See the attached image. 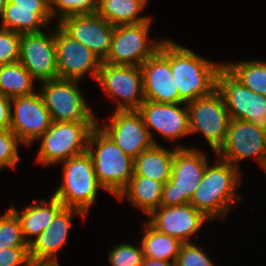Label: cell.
Listing matches in <instances>:
<instances>
[{
    "mask_svg": "<svg viewBox=\"0 0 266 266\" xmlns=\"http://www.w3.org/2000/svg\"><path fill=\"white\" fill-rule=\"evenodd\" d=\"M11 247H29V245L23 238L18 217L8 208L3 215H0V250Z\"/></svg>",
    "mask_w": 266,
    "mask_h": 266,
    "instance_id": "30",
    "label": "cell"
},
{
    "mask_svg": "<svg viewBox=\"0 0 266 266\" xmlns=\"http://www.w3.org/2000/svg\"><path fill=\"white\" fill-rule=\"evenodd\" d=\"M193 242L183 243L175 260L176 266H215L212 259Z\"/></svg>",
    "mask_w": 266,
    "mask_h": 266,
    "instance_id": "35",
    "label": "cell"
},
{
    "mask_svg": "<svg viewBox=\"0 0 266 266\" xmlns=\"http://www.w3.org/2000/svg\"><path fill=\"white\" fill-rule=\"evenodd\" d=\"M73 212L78 216L86 214L77 208L63 207L52 220L50 225L29 244L31 262H56V255L67 243Z\"/></svg>",
    "mask_w": 266,
    "mask_h": 266,
    "instance_id": "21",
    "label": "cell"
},
{
    "mask_svg": "<svg viewBox=\"0 0 266 266\" xmlns=\"http://www.w3.org/2000/svg\"><path fill=\"white\" fill-rule=\"evenodd\" d=\"M215 156L237 168L238 161L255 157L262 167L266 162V131L249 121L231 119L225 141Z\"/></svg>",
    "mask_w": 266,
    "mask_h": 266,
    "instance_id": "12",
    "label": "cell"
},
{
    "mask_svg": "<svg viewBox=\"0 0 266 266\" xmlns=\"http://www.w3.org/2000/svg\"><path fill=\"white\" fill-rule=\"evenodd\" d=\"M12 9H35L48 24L52 20L50 13V0H9Z\"/></svg>",
    "mask_w": 266,
    "mask_h": 266,
    "instance_id": "37",
    "label": "cell"
},
{
    "mask_svg": "<svg viewBox=\"0 0 266 266\" xmlns=\"http://www.w3.org/2000/svg\"><path fill=\"white\" fill-rule=\"evenodd\" d=\"M68 35L104 61L111 49L115 26L100 15H72L57 23Z\"/></svg>",
    "mask_w": 266,
    "mask_h": 266,
    "instance_id": "17",
    "label": "cell"
},
{
    "mask_svg": "<svg viewBox=\"0 0 266 266\" xmlns=\"http://www.w3.org/2000/svg\"><path fill=\"white\" fill-rule=\"evenodd\" d=\"M147 0H98L97 14L113 24H139L151 18L140 16Z\"/></svg>",
    "mask_w": 266,
    "mask_h": 266,
    "instance_id": "25",
    "label": "cell"
},
{
    "mask_svg": "<svg viewBox=\"0 0 266 266\" xmlns=\"http://www.w3.org/2000/svg\"><path fill=\"white\" fill-rule=\"evenodd\" d=\"M216 90L231 119L249 121L266 131V97L245 87L224 64L217 71Z\"/></svg>",
    "mask_w": 266,
    "mask_h": 266,
    "instance_id": "7",
    "label": "cell"
},
{
    "mask_svg": "<svg viewBox=\"0 0 266 266\" xmlns=\"http://www.w3.org/2000/svg\"><path fill=\"white\" fill-rule=\"evenodd\" d=\"M0 23V28L19 34L41 32V28L49 25L35 12V9H12V3L9 0L1 15Z\"/></svg>",
    "mask_w": 266,
    "mask_h": 266,
    "instance_id": "28",
    "label": "cell"
},
{
    "mask_svg": "<svg viewBox=\"0 0 266 266\" xmlns=\"http://www.w3.org/2000/svg\"><path fill=\"white\" fill-rule=\"evenodd\" d=\"M224 65L245 87L266 97V61H237Z\"/></svg>",
    "mask_w": 266,
    "mask_h": 266,
    "instance_id": "29",
    "label": "cell"
},
{
    "mask_svg": "<svg viewBox=\"0 0 266 266\" xmlns=\"http://www.w3.org/2000/svg\"><path fill=\"white\" fill-rule=\"evenodd\" d=\"M144 228L146 232L140 243L144 257L175 262L183 243L177 238L158 232L148 223Z\"/></svg>",
    "mask_w": 266,
    "mask_h": 266,
    "instance_id": "26",
    "label": "cell"
},
{
    "mask_svg": "<svg viewBox=\"0 0 266 266\" xmlns=\"http://www.w3.org/2000/svg\"><path fill=\"white\" fill-rule=\"evenodd\" d=\"M29 247H11L0 250V266H30Z\"/></svg>",
    "mask_w": 266,
    "mask_h": 266,
    "instance_id": "36",
    "label": "cell"
},
{
    "mask_svg": "<svg viewBox=\"0 0 266 266\" xmlns=\"http://www.w3.org/2000/svg\"><path fill=\"white\" fill-rule=\"evenodd\" d=\"M97 122H54L41 140L37 162L54 165L87 152L88 139Z\"/></svg>",
    "mask_w": 266,
    "mask_h": 266,
    "instance_id": "6",
    "label": "cell"
},
{
    "mask_svg": "<svg viewBox=\"0 0 266 266\" xmlns=\"http://www.w3.org/2000/svg\"><path fill=\"white\" fill-rule=\"evenodd\" d=\"M181 104L183 108H181ZM143 118L145 126L155 145H158L152 136V130L169 140H178L190 135L189 111L186 103H156L145 100L137 110Z\"/></svg>",
    "mask_w": 266,
    "mask_h": 266,
    "instance_id": "18",
    "label": "cell"
},
{
    "mask_svg": "<svg viewBox=\"0 0 266 266\" xmlns=\"http://www.w3.org/2000/svg\"><path fill=\"white\" fill-rule=\"evenodd\" d=\"M164 183L143 176H132L117 198L125 197L147 216L160 207Z\"/></svg>",
    "mask_w": 266,
    "mask_h": 266,
    "instance_id": "24",
    "label": "cell"
},
{
    "mask_svg": "<svg viewBox=\"0 0 266 266\" xmlns=\"http://www.w3.org/2000/svg\"><path fill=\"white\" fill-rule=\"evenodd\" d=\"M30 266H60L58 262H31Z\"/></svg>",
    "mask_w": 266,
    "mask_h": 266,
    "instance_id": "40",
    "label": "cell"
},
{
    "mask_svg": "<svg viewBox=\"0 0 266 266\" xmlns=\"http://www.w3.org/2000/svg\"><path fill=\"white\" fill-rule=\"evenodd\" d=\"M151 19L139 24L117 25L110 53L103 61L108 64L141 66L158 50L163 40L149 42Z\"/></svg>",
    "mask_w": 266,
    "mask_h": 266,
    "instance_id": "10",
    "label": "cell"
},
{
    "mask_svg": "<svg viewBox=\"0 0 266 266\" xmlns=\"http://www.w3.org/2000/svg\"><path fill=\"white\" fill-rule=\"evenodd\" d=\"M141 266H176L175 262L144 258Z\"/></svg>",
    "mask_w": 266,
    "mask_h": 266,
    "instance_id": "39",
    "label": "cell"
},
{
    "mask_svg": "<svg viewBox=\"0 0 266 266\" xmlns=\"http://www.w3.org/2000/svg\"><path fill=\"white\" fill-rule=\"evenodd\" d=\"M262 168L264 169V172L266 173V162H265V164L262 166Z\"/></svg>",
    "mask_w": 266,
    "mask_h": 266,
    "instance_id": "42",
    "label": "cell"
},
{
    "mask_svg": "<svg viewBox=\"0 0 266 266\" xmlns=\"http://www.w3.org/2000/svg\"><path fill=\"white\" fill-rule=\"evenodd\" d=\"M240 169L218 158L212 166L207 163L203 179L194 191L190 204L208 219L225 218L234 206V200H241L236 193L241 184Z\"/></svg>",
    "mask_w": 266,
    "mask_h": 266,
    "instance_id": "2",
    "label": "cell"
},
{
    "mask_svg": "<svg viewBox=\"0 0 266 266\" xmlns=\"http://www.w3.org/2000/svg\"><path fill=\"white\" fill-rule=\"evenodd\" d=\"M87 152L99 184L114 196L127 186L134 173V159L125 154L98 126L90 133Z\"/></svg>",
    "mask_w": 266,
    "mask_h": 266,
    "instance_id": "3",
    "label": "cell"
},
{
    "mask_svg": "<svg viewBox=\"0 0 266 266\" xmlns=\"http://www.w3.org/2000/svg\"><path fill=\"white\" fill-rule=\"evenodd\" d=\"M109 123L97 126L128 156L135 159L155 143L137 110L114 111Z\"/></svg>",
    "mask_w": 266,
    "mask_h": 266,
    "instance_id": "16",
    "label": "cell"
},
{
    "mask_svg": "<svg viewBox=\"0 0 266 266\" xmlns=\"http://www.w3.org/2000/svg\"><path fill=\"white\" fill-rule=\"evenodd\" d=\"M47 202V204H46ZM64 207L63 203L52 195L49 201L40 199L30 203L21 211L16 209L15 206L10 209L18 217L24 240L29 245L32 242L31 236L38 237L55 218V215Z\"/></svg>",
    "mask_w": 266,
    "mask_h": 266,
    "instance_id": "22",
    "label": "cell"
},
{
    "mask_svg": "<svg viewBox=\"0 0 266 266\" xmlns=\"http://www.w3.org/2000/svg\"><path fill=\"white\" fill-rule=\"evenodd\" d=\"M97 8L98 0H50L51 16L58 15V22L72 15L96 14Z\"/></svg>",
    "mask_w": 266,
    "mask_h": 266,
    "instance_id": "31",
    "label": "cell"
},
{
    "mask_svg": "<svg viewBox=\"0 0 266 266\" xmlns=\"http://www.w3.org/2000/svg\"><path fill=\"white\" fill-rule=\"evenodd\" d=\"M159 51L170 61L172 76L179 90V103L208 96L216 90L217 71L222 64L202 58L169 39L163 40Z\"/></svg>",
    "mask_w": 266,
    "mask_h": 266,
    "instance_id": "1",
    "label": "cell"
},
{
    "mask_svg": "<svg viewBox=\"0 0 266 266\" xmlns=\"http://www.w3.org/2000/svg\"><path fill=\"white\" fill-rule=\"evenodd\" d=\"M11 99L0 93V130L10 129Z\"/></svg>",
    "mask_w": 266,
    "mask_h": 266,
    "instance_id": "38",
    "label": "cell"
},
{
    "mask_svg": "<svg viewBox=\"0 0 266 266\" xmlns=\"http://www.w3.org/2000/svg\"><path fill=\"white\" fill-rule=\"evenodd\" d=\"M200 151L190 146H175L171 176L163 186L160 206L171 207L190 203L209 162Z\"/></svg>",
    "mask_w": 266,
    "mask_h": 266,
    "instance_id": "4",
    "label": "cell"
},
{
    "mask_svg": "<svg viewBox=\"0 0 266 266\" xmlns=\"http://www.w3.org/2000/svg\"><path fill=\"white\" fill-rule=\"evenodd\" d=\"M186 104L189 111L190 135L202 133L211 149L216 152L225 141L231 121L223 97L214 90L210 95Z\"/></svg>",
    "mask_w": 266,
    "mask_h": 266,
    "instance_id": "9",
    "label": "cell"
},
{
    "mask_svg": "<svg viewBox=\"0 0 266 266\" xmlns=\"http://www.w3.org/2000/svg\"><path fill=\"white\" fill-rule=\"evenodd\" d=\"M19 62L35 81L45 82L58 79V67L53 33L21 34Z\"/></svg>",
    "mask_w": 266,
    "mask_h": 266,
    "instance_id": "14",
    "label": "cell"
},
{
    "mask_svg": "<svg viewBox=\"0 0 266 266\" xmlns=\"http://www.w3.org/2000/svg\"><path fill=\"white\" fill-rule=\"evenodd\" d=\"M174 154L175 148L168 150L159 144L154 145L134 159L133 176H143L165 184L171 176Z\"/></svg>",
    "mask_w": 266,
    "mask_h": 266,
    "instance_id": "23",
    "label": "cell"
},
{
    "mask_svg": "<svg viewBox=\"0 0 266 266\" xmlns=\"http://www.w3.org/2000/svg\"><path fill=\"white\" fill-rule=\"evenodd\" d=\"M7 2L8 0H0V18H1V15L3 13L5 6L7 5Z\"/></svg>",
    "mask_w": 266,
    "mask_h": 266,
    "instance_id": "41",
    "label": "cell"
},
{
    "mask_svg": "<svg viewBox=\"0 0 266 266\" xmlns=\"http://www.w3.org/2000/svg\"><path fill=\"white\" fill-rule=\"evenodd\" d=\"M52 119L40 93L11 98L10 130L30 146L50 127Z\"/></svg>",
    "mask_w": 266,
    "mask_h": 266,
    "instance_id": "13",
    "label": "cell"
},
{
    "mask_svg": "<svg viewBox=\"0 0 266 266\" xmlns=\"http://www.w3.org/2000/svg\"><path fill=\"white\" fill-rule=\"evenodd\" d=\"M19 143L22 142L13 131L0 130V170L15 169V165L20 161Z\"/></svg>",
    "mask_w": 266,
    "mask_h": 266,
    "instance_id": "32",
    "label": "cell"
},
{
    "mask_svg": "<svg viewBox=\"0 0 266 266\" xmlns=\"http://www.w3.org/2000/svg\"><path fill=\"white\" fill-rule=\"evenodd\" d=\"M96 81L100 82L107 95L117 100L115 111L138 110L145 101L140 66L102 61Z\"/></svg>",
    "mask_w": 266,
    "mask_h": 266,
    "instance_id": "11",
    "label": "cell"
},
{
    "mask_svg": "<svg viewBox=\"0 0 266 266\" xmlns=\"http://www.w3.org/2000/svg\"><path fill=\"white\" fill-rule=\"evenodd\" d=\"M35 80L18 61L0 66V93L8 98L34 94Z\"/></svg>",
    "mask_w": 266,
    "mask_h": 266,
    "instance_id": "27",
    "label": "cell"
},
{
    "mask_svg": "<svg viewBox=\"0 0 266 266\" xmlns=\"http://www.w3.org/2000/svg\"><path fill=\"white\" fill-rule=\"evenodd\" d=\"M55 46L59 78L80 81L89 72L94 80L97 79L102 61L58 24L55 28Z\"/></svg>",
    "mask_w": 266,
    "mask_h": 266,
    "instance_id": "15",
    "label": "cell"
},
{
    "mask_svg": "<svg viewBox=\"0 0 266 266\" xmlns=\"http://www.w3.org/2000/svg\"><path fill=\"white\" fill-rule=\"evenodd\" d=\"M148 224L160 233L179 239L182 243L190 242V237L196 233L205 222L210 221L202 212L190 203L164 207L152 211Z\"/></svg>",
    "mask_w": 266,
    "mask_h": 266,
    "instance_id": "19",
    "label": "cell"
},
{
    "mask_svg": "<svg viewBox=\"0 0 266 266\" xmlns=\"http://www.w3.org/2000/svg\"><path fill=\"white\" fill-rule=\"evenodd\" d=\"M79 80L42 82L40 94L54 122H97L79 89Z\"/></svg>",
    "mask_w": 266,
    "mask_h": 266,
    "instance_id": "8",
    "label": "cell"
},
{
    "mask_svg": "<svg viewBox=\"0 0 266 266\" xmlns=\"http://www.w3.org/2000/svg\"><path fill=\"white\" fill-rule=\"evenodd\" d=\"M60 163L63 164V181L53 196L65 207L77 208L87 214L98 190L104 189L96 177L91 156L85 152Z\"/></svg>",
    "mask_w": 266,
    "mask_h": 266,
    "instance_id": "5",
    "label": "cell"
},
{
    "mask_svg": "<svg viewBox=\"0 0 266 266\" xmlns=\"http://www.w3.org/2000/svg\"><path fill=\"white\" fill-rule=\"evenodd\" d=\"M21 34L0 28V66L19 61Z\"/></svg>",
    "mask_w": 266,
    "mask_h": 266,
    "instance_id": "34",
    "label": "cell"
},
{
    "mask_svg": "<svg viewBox=\"0 0 266 266\" xmlns=\"http://www.w3.org/2000/svg\"><path fill=\"white\" fill-rule=\"evenodd\" d=\"M140 68L145 100L156 103H179V90L172 76L170 61L159 50Z\"/></svg>",
    "mask_w": 266,
    "mask_h": 266,
    "instance_id": "20",
    "label": "cell"
},
{
    "mask_svg": "<svg viewBox=\"0 0 266 266\" xmlns=\"http://www.w3.org/2000/svg\"><path fill=\"white\" fill-rule=\"evenodd\" d=\"M144 258L141 244L135 247L128 243H121L115 245L108 255L111 266H141Z\"/></svg>",
    "mask_w": 266,
    "mask_h": 266,
    "instance_id": "33",
    "label": "cell"
}]
</instances>
